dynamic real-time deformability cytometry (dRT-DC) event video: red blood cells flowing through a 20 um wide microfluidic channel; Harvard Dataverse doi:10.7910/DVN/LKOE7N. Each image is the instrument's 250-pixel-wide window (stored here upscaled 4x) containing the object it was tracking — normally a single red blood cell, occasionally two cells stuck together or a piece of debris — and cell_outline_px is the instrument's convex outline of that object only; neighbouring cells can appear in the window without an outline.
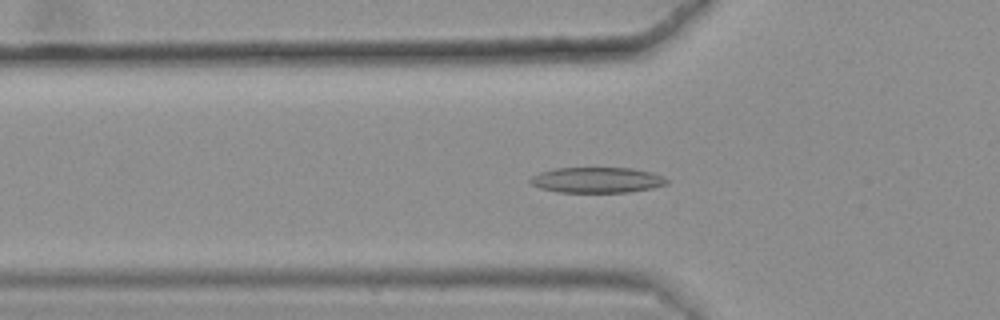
{"species": "common noctule bat (a hibernating species)", "species_latin": "Nyctalus noctula", "temperature_condition": "warm", "stored_images_in_passage": 47, "camera_frame_rate_fps": 3000, "um_per_image_px": 0.085, "animal": {"sex": "female", "body_mass_g": 25.1}, "frame": {"image": 1, "passage_image": 19, "time_ms": 6.0, "image_size_px": [1000, 320], "cell_outline_px": [[668, 184], [652, 188], [628, 192], [556, 192], [540, 188], [532, 184], [528, 180], [532, 176], [540, 172], [556, 168], [632, 168], [652, 172], [664, 176], [668, 180]], "centroid_in_image_um": [50.76, 15.3], "position_along_channel_um": 75.0, "area_um2": 20.4}}
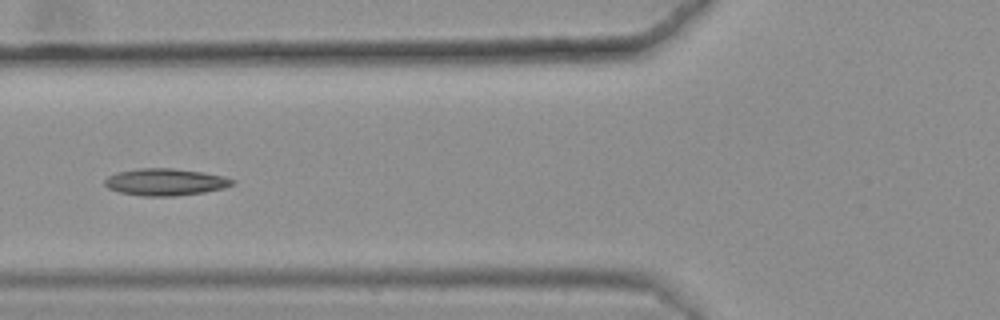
{"frame": {"image": 2, "passage_image": 22, "time_ms": 7.0, "image_size_px": [1000, 320], "cell_outline_px": [[236, 180], [232, 184], [224, 188], [204, 192], [176, 196], [140, 196], [120, 192], [108, 188], [104, 184], [104, 180], [108, 176], [116, 172], [140, 168], [172, 168], [204, 172], [224, 176]], "centroid_in_image_um": [14.05, 15.47], "position_along_channel_um": 111.8, "area_um2": 20.17}}
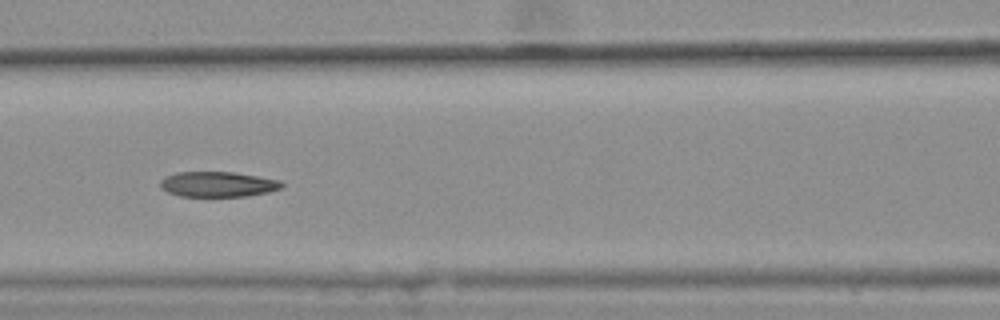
{"frame": {"image": 3, "passage_image": 25, "time_ms": 8.0, "image_size_px": [1000, 320], "cell_outline_px": [[284, 184], [280, 188], [268, 192], [248, 196], [180, 196], [168, 192], [160, 188], [160, 180], [164, 176], [176, 172], [232, 172], [280, 180]], "centroid_in_image_um": [18.47, 15.66], "position_along_channel_um": 148.1, "area_um2": 17.86}, "authors_computed_cell_mechanics": {"area_um2": 19.3052, "velocity_mm_per_s": 3.6272, "shape_relaxation_time_tau1_ms": null, "shape_relaxation_time_tau2_ms": 3.2455, "deformation_change_tau1": null, "deformation_change_tau2": 0.1063}}